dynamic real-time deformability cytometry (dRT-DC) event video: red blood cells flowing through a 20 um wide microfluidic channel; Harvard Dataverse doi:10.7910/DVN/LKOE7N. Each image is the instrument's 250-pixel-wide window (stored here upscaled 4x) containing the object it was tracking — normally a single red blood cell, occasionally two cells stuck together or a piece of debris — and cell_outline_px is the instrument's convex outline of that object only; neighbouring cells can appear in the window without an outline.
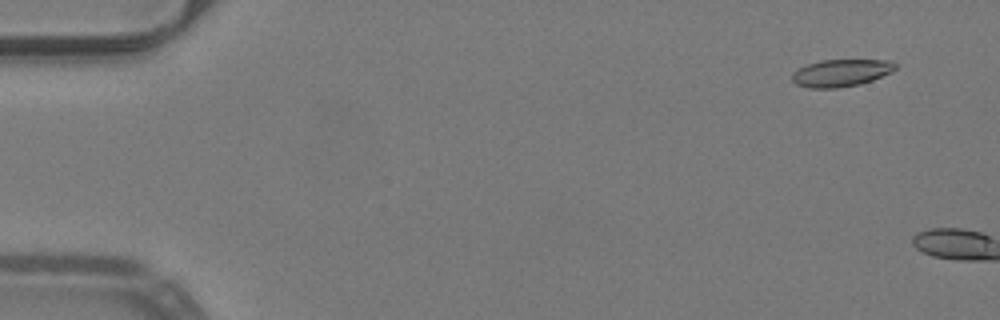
{"species": "common noctule bat (a hibernating species)", "species_latin": "Nyctalus noctula", "temperature_condition": "warm", "stored_images_in_passage": 3, "camera_frame_rate_fps": 3000, "um_per_image_px": 0.085, "animal": {"sex": "male", "body_mass_g": 19.2, "forearm_length_mm": 51.8}, "frame": {"image": 1, "passage_image": 1, "time_ms": 0.0, "image_size_px": [1000, 320], "cell_outline_px": [[896, 68], [892, 72], [872, 80], [860, 84], [836, 88], [808, 88], [796, 84], [792, 80], [792, 72], [808, 64], [820, 60], [888, 60], [896, 64]], "centroid_in_image_um": [71.48, 6.2], "position_along_channel_um": 13.5, "area_um2": 16.36}}